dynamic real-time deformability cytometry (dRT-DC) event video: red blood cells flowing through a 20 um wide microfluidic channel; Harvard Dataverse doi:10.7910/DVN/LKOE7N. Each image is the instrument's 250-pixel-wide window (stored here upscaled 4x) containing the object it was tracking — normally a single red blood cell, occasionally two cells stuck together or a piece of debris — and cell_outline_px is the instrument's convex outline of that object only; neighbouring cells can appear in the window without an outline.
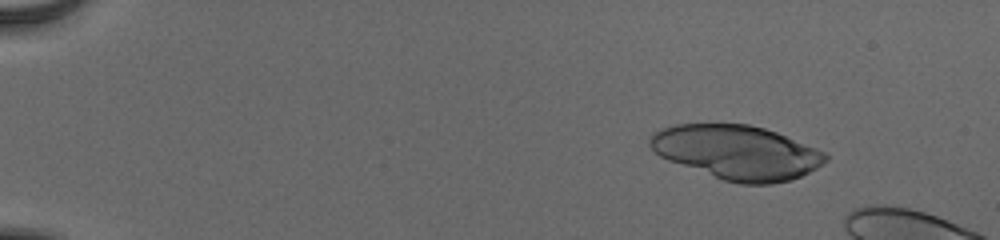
{"species": "human", "species_latin": "Homo sapiens", "temperature_condition": "cold", "stored_images_in_passage": 18, "camera_frame_rate_fps": 3000, "um_per_image_px": 0.085, "donor": {"sex": "male"}, "frame": {"image": 1, "passage_image": 8, "time_ms": 2.333, "image_size_px": [1000, 240], "cell_outline_px": [[828, 160], [816, 168], [792, 180], [772, 184], [740, 184], [724, 180], [668, 160], [660, 156], [648, 144], [648, 140], [660, 128], [676, 124], [748, 124], [764, 128], [776, 132], [816, 148], [824, 152], [828, 156]], "centroid_in_image_um": [62.64, 12.95], "position_along_channel_um": 22.4, "area_um2": 55.08}}